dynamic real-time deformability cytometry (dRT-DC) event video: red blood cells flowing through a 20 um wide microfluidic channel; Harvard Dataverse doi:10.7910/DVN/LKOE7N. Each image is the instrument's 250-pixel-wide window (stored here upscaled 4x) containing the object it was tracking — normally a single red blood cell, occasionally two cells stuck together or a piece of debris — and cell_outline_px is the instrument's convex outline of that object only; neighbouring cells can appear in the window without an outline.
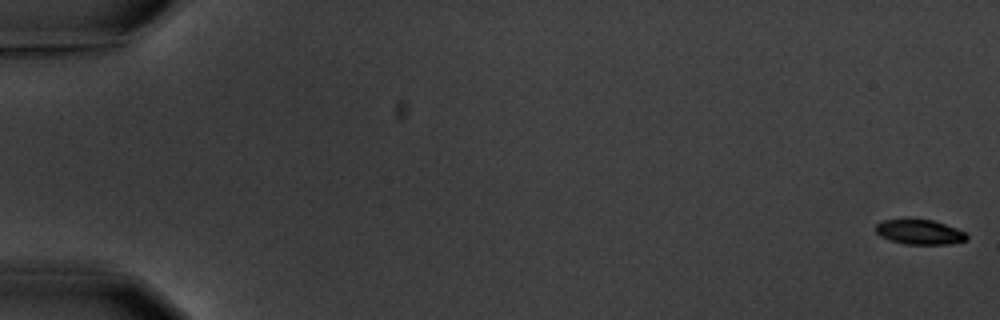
{"species": "common noctule bat (a hibernating species)", "species_latin": "Nyctalus noctula", "temperature_condition": "warm", "stored_images_in_passage": 6, "camera_frame_rate_fps": 3000, "um_per_image_px": 0.085, "animal": {"sex": "male", "body_mass_g": 20.1, "forearm_length_mm": 53.5}, "frame": {"image": 1, "passage_image": 1, "time_ms": 0.0, "image_size_px": [1000, 320], "cell_outline_px": [[968, 240], [948, 244], [904, 244], [880, 236], [876, 232], [876, 224], [880, 220], [932, 220], [956, 228], [964, 232], [968, 236]], "centroid_in_image_um": [78.17, 19.73], "position_along_channel_um": 6.8, "area_um2": 12.95}}
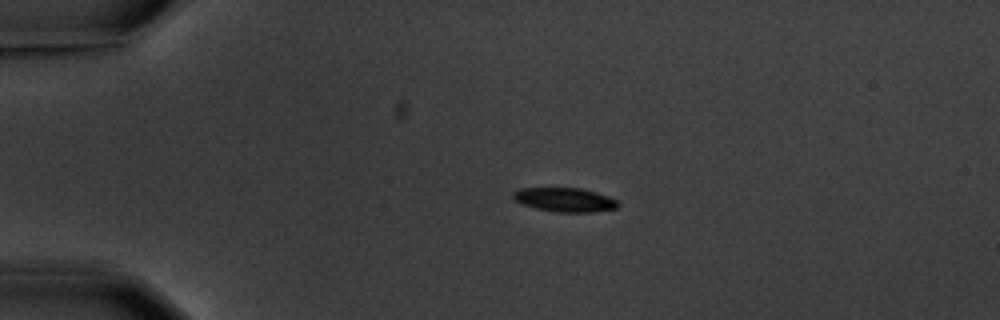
{"frame": {"image": 2, "passage_image": 5, "time_ms": 4.333, "image_size_px": [1000, 320], "cell_outline_px": [[620, 204], [616, 208], [592, 212], [556, 212], [536, 208], [524, 204], [516, 200], [512, 196], [512, 192], [520, 188], [580, 188], [596, 192], [608, 196], [616, 200]], "centroid_in_image_um": [48.01, 16.97], "position_along_channel_um": 37.0, "area_um2": 14.57}}